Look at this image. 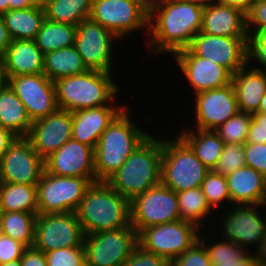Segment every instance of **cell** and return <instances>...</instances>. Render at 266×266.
<instances>
[{"label":"cell","instance_id":"13","mask_svg":"<svg viewBox=\"0 0 266 266\" xmlns=\"http://www.w3.org/2000/svg\"><path fill=\"white\" fill-rule=\"evenodd\" d=\"M260 207V208H259ZM265 205H232L225 208L228 210L225 213L222 211L219 220H222L219 227H222L219 235L230 242L238 243L246 251L251 252V244L259 249L264 241V229L266 223ZM262 209L263 215H262ZM227 214V215H226ZM265 214V215H264ZM225 215V216H224ZM265 216V217H262ZM222 217V218H221ZM224 232V233H223ZM249 245V246H248ZM249 250H248V248Z\"/></svg>","mask_w":266,"mask_h":266},{"label":"cell","instance_id":"22","mask_svg":"<svg viewBox=\"0 0 266 266\" xmlns=\"http://www.w3.org/2000/svg\"><path fill=\"white\" fill-rule=\"evenodd\" d=\"M126 107L119 104L72 112V139L95 149L103 132Z\"/></svg>","mask_w":266,"mask_h":266},{"label":"cell","instance_id":"23","mask_svg":"<svg viewBox=\"0 0 266 266\" xmlns=\"http://www.w3.org/2000/svg\"><path fill=\"white\" fill-rule=\"evenodd\" d=\"M200 31L217 36L249 38L246 14L240 9L219 3L203 8Z\"/></svg>","mask_w":266,"mask_h":266},{"label":"cell","instance_id":"56","mask_svg":"<svg viewBox=\"0 0 266 266\" xmlns=\"http://www.w3.org/2000/svg\"><path fill=\"white\" fill-rule=\"evenodd\" d=\"M8 84V78L5 71V65L3 59H0V89L4 88Z\"/></svg>","mask_w":266,"mask_h":266},{"label":"cell","instance_id":"39","mask_svg":"<svg viewBox=\"0 0 266 266\" xmlns=\"http://www.w3.org/2000/svg\"><path fill=\"white\" fill-rule=\"evenodd\" d=\"M243 166H245L244 144H225L213 171L226 176Z\"/></svg>","mask_w":266,"mask_h":266},{"label":"cell","instance_id":"62","mask_svg":"<svg viewBox=\"0 0 266 266\" xmlns=\"http://www.w3.org/2000/svg\"><path fill=\"white\" fill-rule=\"evenodd\" d=\"M35 5L44 6L48 0H32Z\"/></svg>","mask_w":266,"mask_h":266},{"label":"cell","instance_id":"42","mask_svg":"<svg viewBox=\"0 0 266 266\" xmlns=\"http://www.w3.org/2000/svg\"><path fill=\"white\" fill-rule=\"evenodd\" d=\"M123 266H170V263L153 252L137 244Z\"/></svg>","mask_w":266,"mask_h":266},{"label":"cell","instance_id":"65","mask_svg":"<svg viewBox=\"0 0 266 266\" xmlns=\"http://www.w3.org/2000/svg\"><path fill=\"white\" fill-rule=\"evenodd\" d=\"M262 1H265V0H254V4L258 2H262Z\"/></svg>","mask_w":266,"mask_h":266},{"label":"cell","instance_id":"2","mask_svg":"<svg viewBox=\"0 0 266 266\" xmlns=\"http://www.w3.org/2000/svg\"><path fill=\"white\" fill-rule=\"evenodd\" d=\"M149 136L150 133L139 128L126 107L107 127L96 144V181H107Z\"/></svg>","mask_w":266,"mask_h":266},{"label":"cell","instance_id":"48","mask_svg":"<svg viewBox=\"0 0 266 266\" xmlns=\"http://www.w3.org/2000/svg\"><path fill=\"white\" fill-rule=\"evenodd\" d=\"M20 261L21 266H47L45 253L34 247H27L20 258Z\"/></svg>","mask_w":266,"mask_h":266},{"label":"cell","instance_id":"55","mask_svg":"<svg viewBox=\"0 0 266 266\" xmlns=\"http://www.w3.org/2000/svg\"><path fill=\"white\" fill-rule=\"evenodd\" d=\"M254 251V254L257 256L258 260L266 266V241H263L262 244L260 245L259 249L252 250Z\"/></svg>","mask_w":266,"mask_h":266},{"label":"cell","instance_id":"29","mask_svg":"<svg viewBox=\"0 0 266 266\" xmlns=\"http://www.w3.org/2000/svg\"><path fill=\"white\" fill-rule=\"evenodd\" d=\"M2 17L12 40H34L46 18L44 7L39 5L9 10Z\"/></svg>","mask_w":266,"mask_h":266},{"label":"cell","instance_id":"12","mask_svg":"<svg viewBox=\"0 0 266 266\" xmlns=\"http://www.w3.org/2000/svg\"><path fill=\"white\" fill-rule=\"evenodd\" d=\"M84 232L76 212L38 214L33 247L44 253L68 247H83Z\"/></svg>","mask_w":266,"mask_h":266},{"label":"cell","instance_id":"44","mask_svg":"<svg viewBox=\"0 0 266 266\" xmlns=\"http://www.w3.org/2000/svg\"><path fill=\"white\" fill-rule=\"evenodd\" d=\"M249 38L266 30V0L253 4L246 14Z\"/></svg>","mask_w":266,"mask_h":266},{"label":"cell","instance_id":"27","mask_svg":"<svg viewBox=\"0 0 266 266\" xmlns=\"http://www.w3.org/2000/svg\"><path fill=\"white\" fill-rule=\"evenodd\" d=\"M181 133V134H180ZM194 152L197 158L213 170L220 158L225 143L214 130L182 129L178 135Z\"/></svg>","mask_w":266,"mask_h":266},{"label":"cell","instance_id":"10","mask_svg":"<svg viewBox=\"0 0 266 266\" xmlns=\"http://www.w3.org/2000/svg\"><path fill=\"white\" fill-rule=\"evenodd\" d=\"M131 225L139 233L154 225L180 219L177 194L162 183L149 188L130 202Z\"/></svg>","mask_w":266,"mask_h":266},{"label":"cell","instance_id":"18","mask_svg":"<svg viewBox=\"0 0 266 266\" xmlns=\"http://www.w3.org/2000/svg\"><path fill=\"white\" fill-rule=\"evenodd\" d=\"M193 96L195 129L216 130L239 111L232 83Z\"/></svg>","mask_w":266,"mask_h":266},{"label":"cell","instance_id":"21","mask_svg":"<svg viewBox=\"0 0 266 266\" xmlns=\"http://www.w3.org/2000/svg\"><path fill=\"white\" fill-rule=\"evenodd\" d=\"M26 138L38 155L46 159L72 139L71 112L57 109L47 117L33 121Z\"/></svg>","mask_w":266,"mask_h":266},{"label":"cell","instance_id":"50","mask_svg":"<svg viewBox=\"0 0 266 266\" xmlns=\"http://www.w3.org/2000/svg\"><path fill=\"white\" fill-rule=\"evenodd\" d=\"M12 42L9 32L5 26L2 14H0V59H3L6 48Z\"/></svg>","mask_w":266,"mask_h":266},{"label":"cell","instance_id":"58","mask_svg":"<svg viewBox=\"0 0 266 266\" xmlns=\"http://www.w3.org/2000/svg\"><path fill=\"white\" fill-rule=\"evenodd\" d=\"M9 11V2L7 0H0V14Z\"/></svg>","mask_w":266,"mask_h":266},{"label":"cell","instance_id":"19","mask_svg":"<svg viewBox=\"0 0 266 266\" xmlns=\"http://www.w3.org/2000/svg\"><path fill=\"white\" fill-rule=\"evenodd\" d=\"M173 57L184 78L192 90L194 89L195 95L232 83V74L226 68L209 59L196 56L189 48L175 52Z\"/></svg>","mask_w":266,"mask_h":266},{"label":"cell","instance_id":"32","mask_svg":"<svg viewBox=\"0 0 266 266\" xmlns=\"http://www.w3.org/2000/svg\"><path fill=\"white\" fill-rule=\"evenodd\" d=\"M77 26L59 23L45 18L34 39L43 54L75 44Z\"/></svg>","mask_w":266,"mask_h":266},{"label":"cell","instance_id":"63","mask_svg":"<svg viewBox=\"0 0 266 266\" xmlns=\"http://www.w3.org/2000/svg\"><path fill=\"white\" fill-rule=\"evenodd\" d=\"M214 266H240V261L235 263H228V264H215Z\"/></svg>","mask_w":266,"mask_h":266},{"label":"cell","instance_id":"24","mask_svg":"<svg viewBox=\"0 0 266 266\" xmlns=\"http://www.w3.org/2000/svg\"><path fill=\"white\" fill-rule=\"evenodd\" d=\"M225 177L233 205H265L264 175L245 165Z\"/></svg>","mask_w":266,"mask_h":266},{"label":"cell","instance_id":"60","mask_svg":"<svg viewBox=\"0 0 266 266\" xmlns=\"http://www.w3.org/2000/svg\"><path fill=\"white\" fill-rule=\"evenodd\" d=\"M0 266H21V261H20V259H18V260L12 261V262L0 264Z\"/></svg>","mask_w":266,"mask_h":266},{"label":"cell","instance_id":"15","mask_svg":"<svg viewBox=\"0 0 266 266\" xmlns=\"http://www.w3.org/2000/svg\"><path fill=\"white\" fill-rule=\"evenodd\" d=\"M115 39L119 40L112 32L87 18L77 25L74 45L88 70L112 72V42L115 43Z\"/></svg>","mask_w":266,"mask_h":266},{"label":"cell","instance_id":"30","mask_svg":"<svg viewBox=\"0 0 266 266\" xmlns=\"http://www.w3.org/2000/svg\"><path fill=\"white\" fill-rule=\"evenodd\" d=\"M87 71L75 45L44 54L43 74L51 81Z\"/></svg>","mask_w":266,"mask_h":266},{"label":"cell","instance_id":"3","mask_svg":"<svg viewBox=\"0 0 266 266\" xmlns=\"http://www.w3.org/2000/svg\"><path fill=\"white\" fill-rule=\"evenodd\" d=\"M76 214L85 235L131 225L130 201L106 181H96L90 185Z\"/></svg>","mask_w":266,"mask_h":266},{"label":"cell","instance_id":"41","mask_svg":"<svg viewBox=\"0 0 266 266\" xmlns=\"http://www.w3.org/2000/svg\"><path fill=\"white\" fill-rule=\"evenodd\" d=\"M170 266H212L204 245L197 240L188 250L170 263Z\"/></svg>","mask_w":266,"mask_h":266},{"label":"cell","instance_id":"33","mask_svg":"<svg viewBox=\"0 0 266 266\" xmlns=\"http://www.w3.org/2000/svg\"><path fill=\"white\" fill-rule=\"evenodd\" d=\"M176 194L178 198L180 219L191 222L198 228L201 227L202 230H204L203 228L206 229L207 226L205 222L207 221L205 220L210 217L212 213H216V211L208 204L201 187L189 189Z\"/></svg>","mask_w":266,"mask_h":266},{"label":"cell","instance_id":"45","mask_svg":"<svg viewBox=\"0 0 266 266\" xmlns=\"http://www.w3.org/2000/svg\"><path fill=\"white\" fill-rule=\"evenodd\" d=\"M249 62L258 61V68L266 70V30L249 38Z\"/></svg>","mask_w":266,"mask_h":266},{"label":"cell","instance_id":"51","mask_svg":"<svg viewBox=\"0 0 266 266\" xmlns=\"http://www.w3.org/2000/svg\"><path fill=\"white\" fill-rule=\"evenodd\" d=\"M217 3L240 9L247 14L252 9L254 0H218Z\"/></svg>","mask_w":266,"mask_h":266},{"label":"cell","instance_id":"36","mask_svg":"<svg viewBox=\"0 0 266 266\" xmlns=\"http://www.w3.org/2000/svg\"><path fill=\"white\" fill-rule=\"evenodd\" d=\"M202 233L203 230H201L198 240L204 245L212 266H214L215 264L239 262L249 253L238 243L230 242L229 240H226L224 238H221L220 240V236L216 237V240L218 238L219 240H215V242L213 240L212 242L209 241L210 239H208L206 235L204 238V235H201ZM207 240L209 241L208 243Z\"/></svg>","mask_w":266,"mask_h":266},{"label":"cell","instance_id":"57","mask_svg":"<svg viewBox=\"0 0 266 266\" xmlns=\"http://www.w3.org/2000/svg\"><path fill=\"white\" fill-rule=\"evenodd\" d=\"M182 1L194 3V4H197L201 7H203V8L214 5L218 2V0H182Z\"/></svg>","mask_w":266,"mask_h":266},{"label":"cell","instance_id":"38","mask_svg":"<svg viewBox=\"0 0 266 266\" xmlns=\"http://www.w3.org/2000/svg\"><path fill=\"white\" fill-rule=\"evenodd\" d=\"M252 114L238 111L214 130L225 144H245Z\"/></svg>","mask_w":266,"mask_h":266},{"label":"cell","instance_id":"1","mask_svg":"<svg viewBox=\"0 0 266 266\" xmlns=\"http://www.w3.org/2000/svg\"><path fill=\"white\" fill-rule=\"evenodd\" d=\"M202 16L203 7L197 4L165 0L149 13L147 49L155 55L188 48L201 29Z\"/></svg>","mask_w":266,"mask_h":266},{"label":"cell","instance_id":"34","mask_svg":"<svg viewBox=\"0 0 266 266\" xmlns=\"http://www.w3.org/2000/svg\"><path fill=\"white\" fill-rule=\"evenodd\" d=\"M92 0H48L43 6L48 20L77 26L89 18Z\"/></svg>","mask_w":266,"mask_h":266},{"label":"cell","instance_id":"14","mask_svg":"<svg viewBox=\"0 0 266 266\" xmlns=\"http://www.w3.org/2000/svg\"><path fill=\"white\" fill-rule=\"evenodd\" d=\"M188 48L196 56L223 66L232 75L249 63V38L217 36L199 31Z\"/></svg>","mask_w":266,"mask_h":266},{"label":"cell","instance_id":"35","mask_svg":"<svg viewBox=\"0 0 266 266\" xmlns=\"http://www.w3.org/2000/svg\"><path fill=\"white\" fill-rule=\"evenodd\" d=\"M36 217L28 212H3L4 235L26 247H33Z\"/></svg>","mask_w":266,"mask_h":266},{"label":"cell","instance_id":"31","mask_svg":"<svg viewBox=\"0 0 266 266\" xmlns=\"http://www.w3.org/2000/svg\"><path fill=\"white\" fill-rule=\"evenodd\" d=\"M0 210L28 212L38 215L37 186L0 183Z\"/></svg>","mask_w":266,"mask_h":266},{"label":"cell","instance_id":"11","mask_svg":"<svg viewBox=\"0 0 266 266\" xmlns=\"http://www.w3.org/2000/svg\"><path fill=\"white\" fill-rule=\"evenodd\" d=\"M89 18L118 39L145 28L148 34L149 13L137 0H92Z\"/></svg>","mask_w":266,"mask_h":266},{"label":"cell","instance_id":"64","mask_svg":"<svg viewBox=\"0 0 266 266\" xmlns=\"http://www.w3.org/2000/svg\"><path fill=\"white\" fill-rule=\"evenodd\" d=\"M266 210V209H265ZM264 241H266V223H265V229H264Z\"/></svg>","mask_w":266,"mask_h":266},{"label":"cell","instance_id":"20","mask_svg":"<svg viewBox=\"0 0 266 266\" xmlns=\"http://www.w3.org/2000/svg\"><path fill=\"white\" fill-rule=\"evenodd\" d=\"M45 171L57 176L83 177L96 182L94 148L68 140L44 159Z\"/></svg>","mask_w":266,"mask_h":266},{"label":"cell","instance_id":"7","mask_svg":"<svg viewBox=\"0 0 266 266\" xmlns=\"http://www.w3.org/2000/svg\"><path fill=\"white\" fill-rule=\"evenodd\" d=\"M92 183L89 178L57 176L44 170L36 185L38 214L76 212Z\"/></svg>","mask_w":266,"mask_h":266},{"label":"cell","instance_id":"9","mask_svg":"<svg viewBox=\"0 0 266 266\" xmlns=\"http://www.w3.org/2000/svg\"><path fill=\"white\" fill-rule=\"evenodd\" d=\"M200 229L184 220L154 225L138 233V244L171 263L198 240Z\"/></svg>","mask_w":266,"mask_h":266},{"label":"cell","instance_id":"47","mask_svg":"<svg viewBox=\"0 0 266 266\" xmlns=\"http://www.w3.org/2000/svg\"><path fill=\"white\" fill-rule=\"evenodd\" d=\"M246 143H266V113L257 112L252 115Z\"/></svg>","mask_w":266,"mask_h":266},{"label":"cell","instance_id":"5","mask_svg":"<svg viewBox=\"0 0 266 266\" xmlns=\"http://www.w3.org/2000/svg\"><path fill=\"white\" fill-rule=\"evenodd\" d=\"M112 76V72L88 70L83 74L55 80L58 109L72 113L100 106H118L113 99L120 88Z\"/></svg>","mask_w":266,"mask_h":266},{"label":"cell","instance_id":"40","mask_svg":"<svg viewBox=\"0 0 266 266\" xmlns=\"http://www.w3.org/2000/svg\"><path fill=\"white\" fill-rule=\"evenodd\" d=\"M47 266H86L84 247H68L45 253Z\"/></svg>","mask_w":266,"mask_h":266},{"label":"cell","instance_id":"37","mask_svg":"<svg viewBox=\"0 0 266 266\" xmlns=\"http://www.w3.org/2000/svg\"><path fill=\"white\" fill-rule=\"evenodd\" d=\"M201 189L210 207L213 210L217 208L216 212H218L219 209H224L226 205L229 207L230 205H233L231 203V196L227 186V180L224 175H220L215 171L210 170L202 182ZM224 205L225 207H223Z\"/></svg>","mask_w":266,"mask_h":266},{"label":"cell","instance_id":"4","mask_svg":"<svg viewBox=\"0 0 266 266\" xmlns=\"http://www.w3.org/2000/svg\"><path fill=\"white\" fill-rule=\"evenodd\" d=\"M162 138L150 135L106 181L130 202L161 183Z\"/></svg>","mask_w":266,"mask_h":266},{"label":"cell","instance_id":"49","mask_svg":"<svg viewBox=\"0 0 266 266\" xmlns=\"http://www.w3.org/2000/svg\"><path fill=\"white\" fill-rule=\"evenodd\" d=\"M16 138L17 136L0 125V159Z\"/></svg>","mask_w":266,"mask_h":266},{"label":"cell","instance_id":"43","mask_svg":"<svg viewBox=\"0 0 266 266\" xmlns=\"http://www.w3.org/2000/svg\"><path fill=\"white\" fill-rule=\"evenodd\" d=\"M245 165L266 177V143H245Z\"/></svg>","mask_w":266,"mask_h":266},{"label":"cell","instance_id":"25","mask_svg":"<svg viewBox=\"0 0 266 266\" xmlns=\"http://www.w3.org/2000/svg\"><path fill=\"white\" fill-rule=\"evenodd\" d=\"M250 63L232 75V85L239 111L253 115L258 112L261 99L266 93V70L255 68Z\"/></svg>","mask_w":266,"mask_h":266},{"label":"cell","instance_id":"46","mask_svg":"<svg viewBox=\"0 0 266 266\" xmlns=\"http://www.w3.org/2000/svg\"><path fill=\"white\" fill-rule=\"evenodd\" d=\"M26 248L19 241L3 235L0 238V264L20 259Z\"/></svg>","mask_w":266,"mask_h":266},{"label":"cell","instance_id":"53","mask_svg":"<svg viewBox=\"0 0 266 266\" xmlns=\"http://www.w3.org/2000/svg\"><path fill=\"white\" fill-rule=\"evenodd\" d=\"M240 266H264L254 254L249 252L243 259L240 260Z\"/></svg>","mask_w":266,"mask_h":266},{"label":"cell","instance_id":"52","mask_svg":"<svg viewBox=\"0 0 266 266\" xmlns=\"http://www.w3.org/2000/svg\"><path fill=\"white\" fill-rule=\"evenodd\" d=\"M9 2V10L28 9L35 6L32 0H7Z\"/></svg>","mask_w":266,"mask_h":266},{"label":"cell","instance_id":"16","mask_svg":"<svg viewBox=\"0 0 266 266\" xmlns=\"http://www.w3.org/2000/svg\"><path fill=\"white\" fill-rule=\"evenodd\" d=\"M44 159L26 137H17L0 159V183L37 185Z\"/></svg>","mask_w":266,"mask_h":266},{"label":"cell","instance_id":"54","mask_svg":"<svg viewBox=\"0 0 266 266\" xmlns=\"http://www.w3.org/2000/svg\"><path fill=\"white\" fill-rule=\"evenodd\" d=\"M138 3L150 13L154 8L158 7L165 0H137Z\"/></svg>","mask_w":266,"mask_h":266},{"label":"cell","instance_id":"8","mask_svg":"<svg viewBox=\"0 0 266 266\" xmlns=\"http://www.w3.org/2000/svg\"><path fill=\"white\" fill-rule=\"evenodd\" d=\"M137 244L138 233L132 225L87 234L83 241L86 266H123Z\"/></svg>","mask_w":266,"mask_h":266},{"label":"cell","instance_id":"17","mask_svg":"<svg viewBox=\"0 0 266 266\" xmlns=\"http://www.w3.org/2000/svg\"><path fill=\"white\" fill-rule=\"evenodd\" d=\"M8 85L23 102L32 122L58 109L54 81L44 74L8 77Z\"/></svg>","mask_w":266,"mask_h":266},{"label":"cell","instance_id":"61","mask_svg":"<svg viewBox=\"0 0 266 266\" xmlns=\"http://www.w3.org/2000/svg\"><path fill=\"white\" fill-rule=\"evenodd\" d=\"M4 235L3 230V212L0 210V238Z\"/></svg>","mask_w":266,"mask_h":266},{"label":"cell","instance_id":"6","mask_svg":"<svg viewBox=\"0 0 266 266\" xmlns=\"http://www.w3.org/2000/svg\"><path fill=\"white\" fill-rule=\"evenodd\" d=\"M210 170L177 135L162 139L161 183L176 193L199 188Z\"/></svg>","mask_w":266,"mask_h":266},{"label":"cell","instance_id":"59","mask_svg":"<svg viewBox=\"0 0 266 266\" xmlns=\"http://www.w3.org/2000/svg\"><path fill=\"white\" fill-rule=\"evenodd\" d=\"M258 112L266 113V93L264 94L263 98L261 99Z\"/></svg>","mask_w":266,"mask_h":266},{"label":"cell","instance_id":"26","mask_svg":"<svg viewBox=\"0 0 266 266\" xmlns=\"http://www.w3.org/2000/svg\"><path fill=\"white\" fill-rule=\"evenodd\" d=\"M43 60L44 54L34 40H12L3 57L7 78L43 74Z\"/></svg>","mask_w":266,"mask_h":266},{"label":"cell","instance_id":"28","mask_svg":"<svg viewBox=\"0 0 266 266\" xmlns=\"http://www.w3.org/2000/svg\"><path fill=\"white\" fill-rule=\"evenodd\" d=\"M32 123L23 102L10 86L0 89V125L17 137H26Z\"/></svg>","mask_w":266,"mask_h":266}]
</instances>
